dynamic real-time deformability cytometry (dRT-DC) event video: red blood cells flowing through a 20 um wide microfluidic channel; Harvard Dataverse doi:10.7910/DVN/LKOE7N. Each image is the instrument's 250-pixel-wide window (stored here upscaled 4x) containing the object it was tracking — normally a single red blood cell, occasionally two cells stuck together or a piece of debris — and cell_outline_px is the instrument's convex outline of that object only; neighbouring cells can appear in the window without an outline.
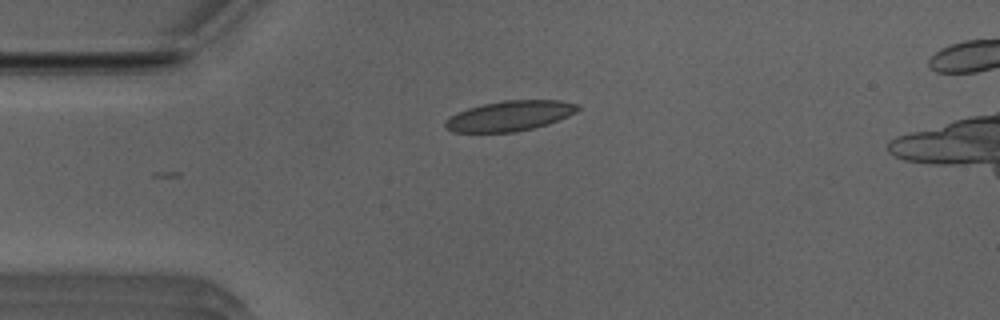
{"species": "Egyptian fruit bat (a non-hibernating species)", "species_latin": "Rousettus aegyptiacus", "temperature_condition": "room temperature", "stored_images_in_passage": 30, "camera_frame_rate_fps": 3000, "um_per_image_px": 0.085, "animal": {"sex": "male"}, "frame": {"image": 1, "passage_image": 1, "time_ms": 0.0, "image_size_px": [1000, 320], "cell_outline_px": [[580, 108], [576, 112], [568, 116], [548, 124], [516, 132], [452, 132], [444, 128], [444, 124], [448, 116], [456, 112], [468, 108], [484, 104], [504, 100], [560, 100], [580, 104]], "centroid_in_image_um": [43.31, 9.85], "position_along_channel_um": 41.7, "area_um2": 23.47}}
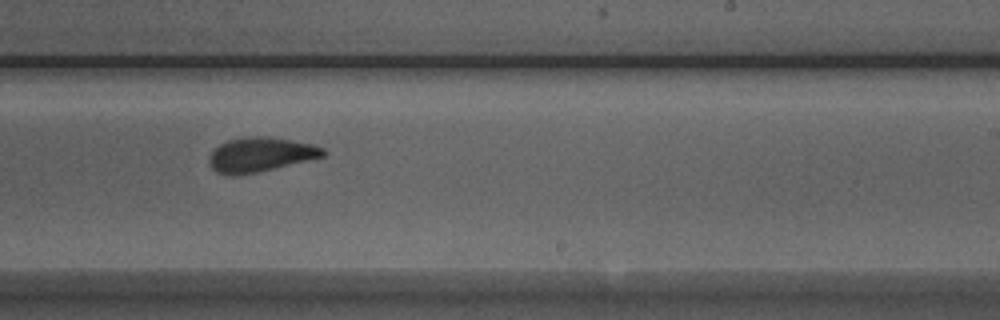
{"frame": {"image": 2, "passage_image": 20, "time_ms": 6.333, "image_size_px": [1000, 320], "cell_outline_px": [[328, 152], [324, 156], [256, 172], [236, 176], [232, 176], [216, 172], [208, 164], [208, 156], [220, 144], [228, 140], [248, 136], [268, 136], [312, 144], [324, 148]], "centroid_in_image_um": [22.1, 13.14], "position_along_channel_um": 266.9, "area_um2": 22.77}}
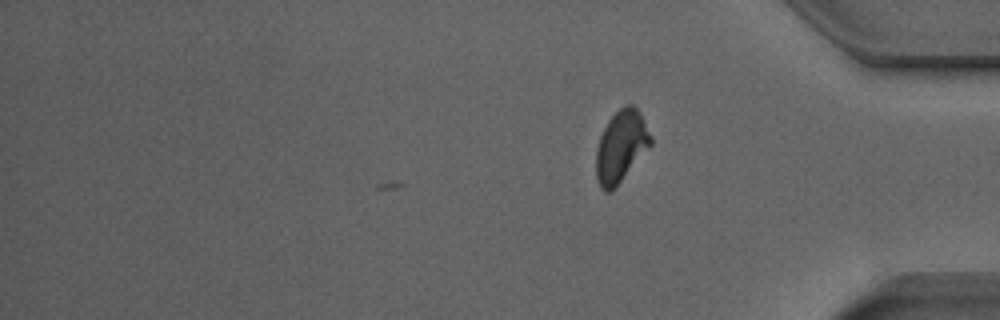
{"frame": {"image": 3, "passage_image": 30, "time_ms": 9.667, "image_size_px": [1000, 320], "cell_outline_px": [[652, 144], [616, 188], [608, 192], [604, 192], [600, 188], [596, 180], [596, 148], [600, 136], [608, 120], [624, 104], [632, 104], [640, 112], [652, 136]], "centroid_in_image_um": [52.78, 12.46], "position_along_channel_um": 382.4, "area_um2": 23.06}, "authors_computed_cell_mechanics": {"area_um2": 23.0911, "velocity_mm_per_s": 3.8911, "shape_relaxation_time_tau1_ms": 3.5535, "shape_relaxation_time_tau2_ms": 1.5864, "deformation_change_tau1": 0.1268, "deformation_change_tau2": 0.074}}